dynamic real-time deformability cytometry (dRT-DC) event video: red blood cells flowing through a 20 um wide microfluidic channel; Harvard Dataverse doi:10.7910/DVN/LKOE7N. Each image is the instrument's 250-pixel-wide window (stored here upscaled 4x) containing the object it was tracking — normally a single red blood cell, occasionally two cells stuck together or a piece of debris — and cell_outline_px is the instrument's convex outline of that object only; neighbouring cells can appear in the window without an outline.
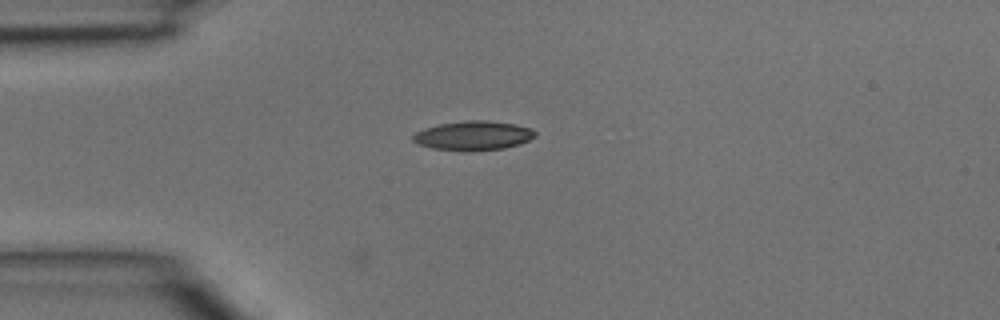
{"species": "common noctule bat (a hibernating species)", "species_latin": "Nyctalus noctula", "temperature_condition": "room temperature", "stored_images_in_passage": 28, "camera_frame_rate_fps": 3000, "um_per_image_px": 0.085, "animal": {"sex": "male", "body_mass_g": 15.6}, "frame": {"image": 1, "passage_image": 1, "time_ms": 0.0, "image_size_px": [1000, 320], "cell_outline_px": [[536, 136], [520, 144], [504, 148], [432, 148], [420, 144], [412, 140], [412, 136], [416, 132], [424, 128], [440, 124], [468, 120], [484, 120], [512, 124], [532, 128], [536, 132]], "centroid_in_image_um": [40.26, 11.48], "position_along_channel_um": 44.7, "area_um2": 19.77}}
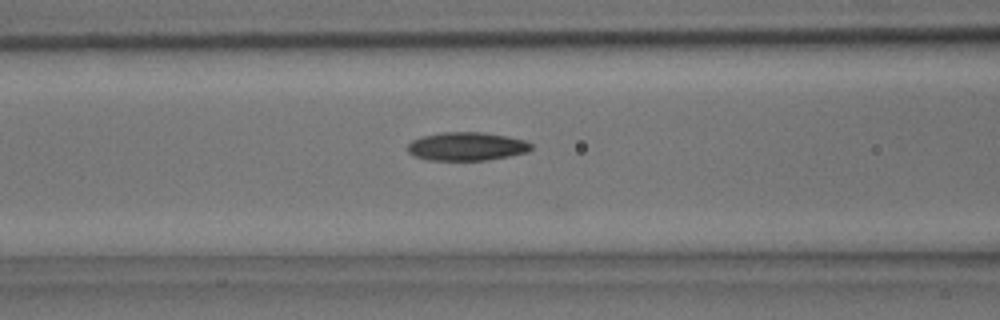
{"frame": {"image": 2, "passage_image": 7, "time_ms": 2.0, "image_size_px": [1000, 320], "cell_outline_px": [[532, 148], [528, 152], [488, 160], [428, 160], [416, 156], [408, 152], [408, 144], [412, 140], [420, 136], [440, 132], [484, 132], [508, 136], [528, 140], [532, 144]], "centroid_in_image_um": [39.7, 12.43], "position_along_channel_um": 126.9, "area_um2": 20.69}}
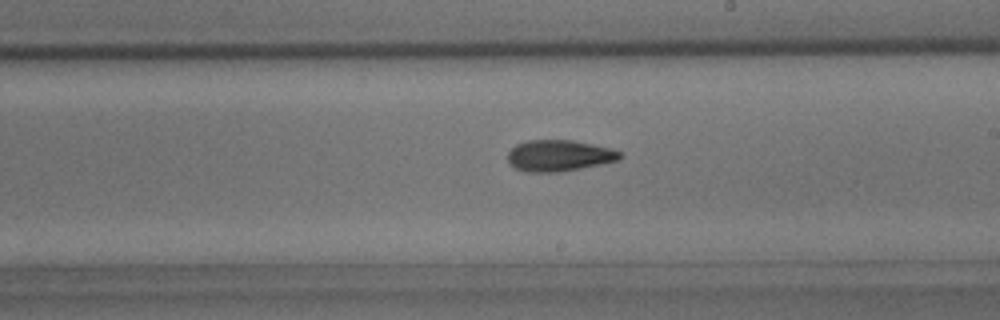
{"frame": {"image": 3, "passage_image": 14, "time_ms": 4.333, "image_size_px": [1000, 320], "cell_outline_px": [[624, 156], [620, 160], [560, 172], [528, 172], [516, 168], [508, 160], [508, 152], [516, 144], [528, 140], [572, 140], [612, 148], [620, 152]], "centroid_in_image_um": [47.55, 13.22], "position_along_channel_um": 241.4, "area_um2": 20.4}}